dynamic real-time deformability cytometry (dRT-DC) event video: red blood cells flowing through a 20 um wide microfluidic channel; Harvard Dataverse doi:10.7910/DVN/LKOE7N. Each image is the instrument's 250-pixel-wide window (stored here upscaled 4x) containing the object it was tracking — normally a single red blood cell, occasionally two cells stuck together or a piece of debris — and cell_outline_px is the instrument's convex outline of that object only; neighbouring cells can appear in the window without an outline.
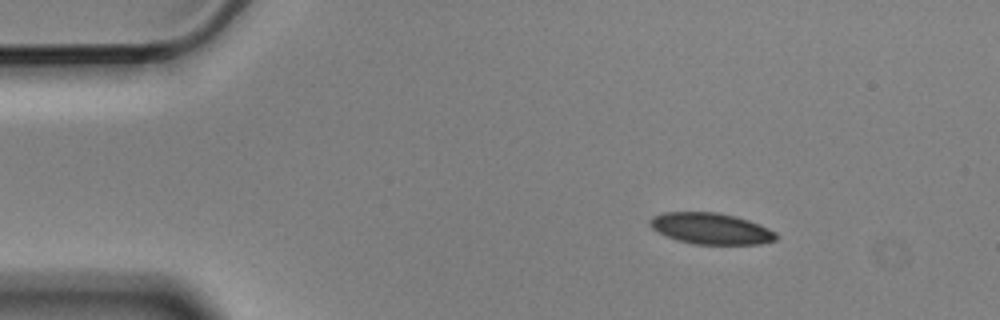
{"species": "Egyptian fruit bat (a non-hibernating species)", "species_latin": "Rousettus aegyptiacus", "temperature_condition": "cold", "stored_images_in_passage": 3, "camera_frame_rate_fps": 3000, "um_per_image_px": 0.085, "animal": {"sex": "male"}, "frame": {"image": 1, "passage_image": 1, "time_ms": 0.0, "image_size_px": [1000, 320], "cell_outline_px": [[780, 236], [776, 240], [760, 244], [692, 244], [676, 240], [652, 228], [648, 224], [648, 220], [652, 216], [664, 212], [716, 212], [736, 216], [760, 224], [776, 232]], "centroid_in_image_um": [60.44, 19.42], "position_along_channel_um": 24.6, "area_um2": 23.12}}